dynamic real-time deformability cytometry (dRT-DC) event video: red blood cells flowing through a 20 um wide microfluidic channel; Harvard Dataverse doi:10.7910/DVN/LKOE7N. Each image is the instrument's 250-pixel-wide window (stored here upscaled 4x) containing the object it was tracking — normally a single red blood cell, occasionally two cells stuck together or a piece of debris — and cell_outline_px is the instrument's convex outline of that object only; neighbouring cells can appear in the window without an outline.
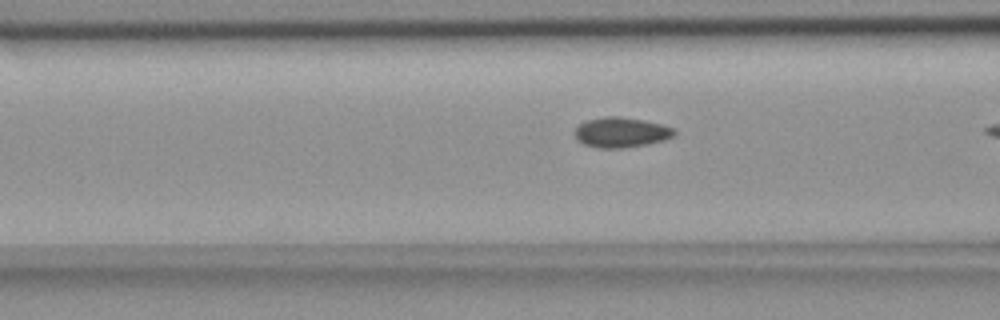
{"species": "common noctule bat (a hibernating species)", "species_latin": "Nyctalus noctula", "temperature_condition": "room temperature", "stored_images_in_passage": 18, "camera_frame_rate_fps": 3000, "um_per_image_px": 0.085, "animal": {"sex": "female", "body_mass_g": 18.4}, "frame": {"image": 1, "passage_image": 17, "time_ms": 5.333, "image_size_px": [1000, 320], "cell_outline_px": [[676, 136], [664, 140], [648, 144], [624, 148], [596, 148], [584, 144], [576, 140], [572, 132], [584, 120], [604, 116], [620, 116], [644, 120], [660, 124], [672, 128], [676, 132]], "centroid_in_image_um": [52.75, 11.25], "position_along_channel_um": 113.8, "area_um2": 17.8}}